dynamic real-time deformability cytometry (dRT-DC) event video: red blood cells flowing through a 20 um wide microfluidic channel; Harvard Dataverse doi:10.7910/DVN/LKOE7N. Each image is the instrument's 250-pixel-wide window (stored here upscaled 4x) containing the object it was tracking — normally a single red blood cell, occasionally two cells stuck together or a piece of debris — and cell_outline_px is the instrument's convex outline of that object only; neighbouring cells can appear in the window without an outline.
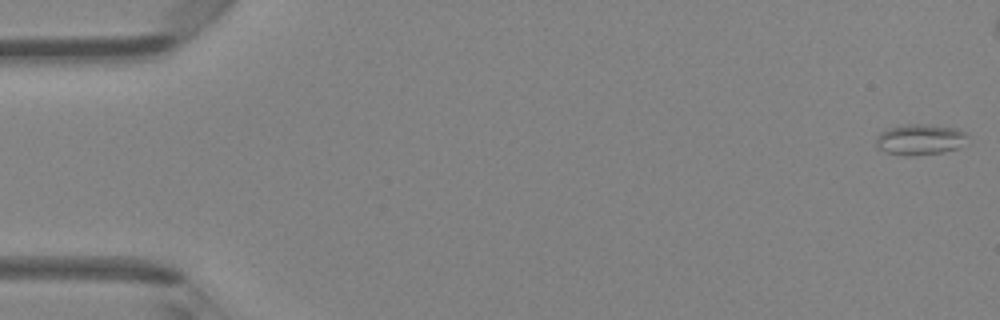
{"species": "Egyptian fruit bat (a non-hibernating species)", "species_latin": "Rousettus aegyptiacus", "temperature_condition": "room temperature", "stored_images_in_passage": 42, "camera_frame_rate_fps": 3000, "um_per_image_px": 0.085, "animal": {"sex": "female"}, "frame": {"image": 1, "passage_image": 1, "time_ms": 0.0, "image_size_px": [1000, 320], "cell_outline_px": [[968, 136], [960, 148], [944, 152], [912, 156], [904, 156], [884, 152], [876, 144], [876, 140], [880, 132], [888, 128], [908, 124], [924, 124], [956, 128], [964, 132]], "centroid_in_image_um": [78.2, 11.87], "position_along_channel_um": 6.8, "area_um2": 16.47}}
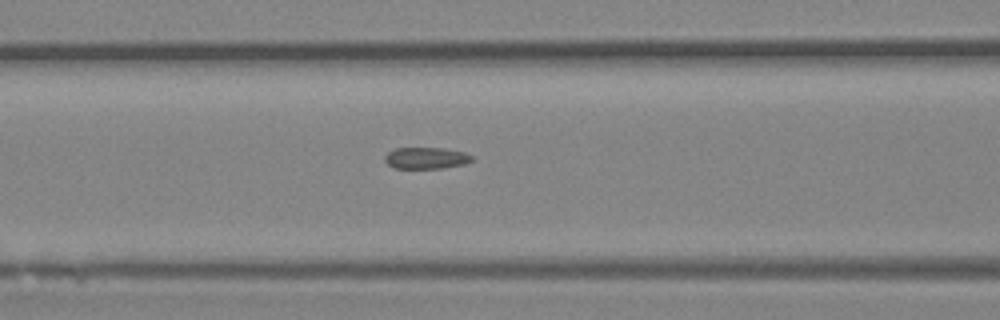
{"frame": {"image": 2, "passage_image": 20, "time_ms": 6.333, "image_size_px": [1000, 320], "cell_outline_px": [[472, 160], [464, 164], [444, 168], [392, 168], [384, 160], [384, 156], [388, 152], [396, 148], [444, 148], [464, 152], [472, 156]], "centroid_in_image_um": [36.19, 13.43], "position_along_channel_um": 130.4, "area_um2": 10.92}}
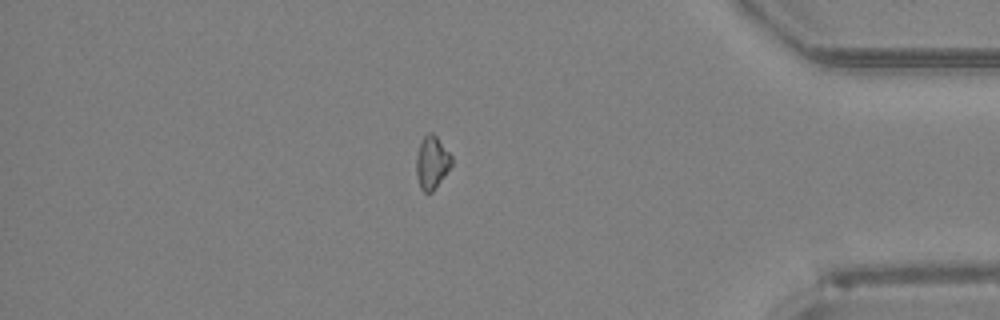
{"frame": {"image": 3, "passage_image": 41, "time_ms": 13.333, "image_size_px": [1000, 320], "cell_outline_px": [[452, 164], [432, 192], [424, 192], [420, 188], [416, 172], [416, 156], [420, 144], [424, 136], [428, 132], [432, 132], [436, 136], [452, 156]], "centroid_in_image_um": [36.7, 13.8], "position_along_channel_um": 398.5, "area_um2": 10.69}}